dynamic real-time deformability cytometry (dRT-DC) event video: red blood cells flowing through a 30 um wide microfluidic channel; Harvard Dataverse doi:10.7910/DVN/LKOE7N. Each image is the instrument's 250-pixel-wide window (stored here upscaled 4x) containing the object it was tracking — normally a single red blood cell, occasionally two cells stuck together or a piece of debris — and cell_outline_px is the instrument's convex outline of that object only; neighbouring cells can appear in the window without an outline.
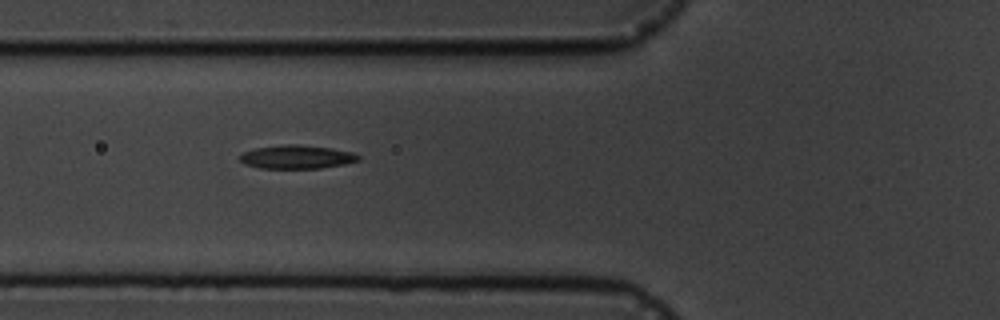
{"species": "common noctule bat (a hibernating species)", "species_latin": "Nyctalus noctula", "temperature_condition": "cold", "stored_images_in_passage": 18, "camera_frame_rate_fps": 3000, "um_per_image_px": 0.085, "animal": {"sex": "male", "body_mass_g": 19.5, "forearm_length_mm": 54.6}, "frame": {"image": 1, "passage_image": 7, "time_ms": 7.0, "image_size_px": [1000, 320], "cell_outline_px": [[360, 160], [344, 164], [320, 168], [260, 168], [244, 164], [240, 160], [240, 156], [244, 152], [256, 148], [284, 144], [296, 144], [332, 148], [352, 152], [360, 156]], "centroid_in_image_um": [25.23, 13.34], "position_along_channel_um": 100.6, "area_um2": 16.18}}
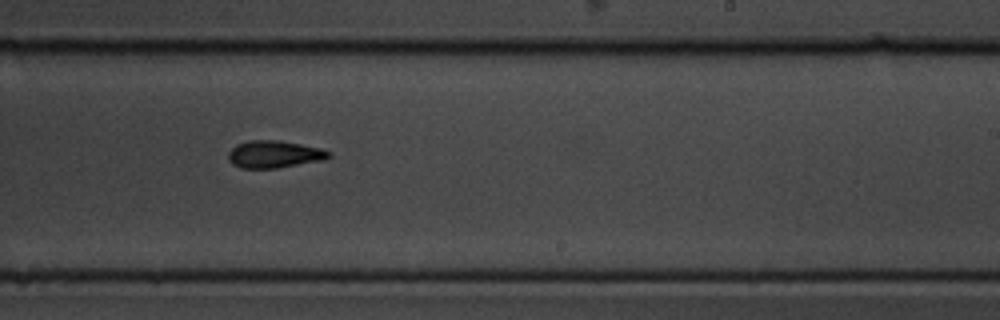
{"frame": {"image": 2, "passage_image": 11, "time_ms": 11.667, "image_size_px": [1000, 320], "cell_outline_px": [[332, 156], [324, 160], [276, 168], [240, 168], [232, 164], [228, 160], [228, 152], [236, 144], [248, 140], [280, 140], [320, 148], [332, 152]], "centroid_in_image_um": [23.3, 13.11], "position_along_channel_um": 265.7, "area_um2": 16.13}}
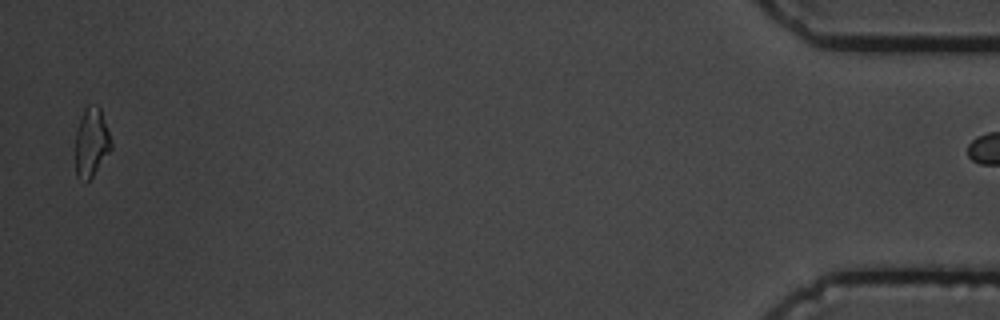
{"frame": {"image": 3, "passage_image": 17, "time_ms": 18.667, "image_size_px": [1000, 320], "cell_outline_px": [[112, 148], [92, 176], [84, 184], [76, 176], [76, 132], [84, 108], [88, 104], [96, 104], [100, 108], [112, 144]], "centroid_in_image_um": [7.75, 12.11], "position_along_channel_um": 427.4, "area_um2": 14.22}, "authors_computed_cell_mechanics": {"area_um2": 16.1551, "velocity_mm_per_s": 3.5431, "shape_relaxation_time_tau1_ms": 5.3288, "shape_relaxation_time_tau2_ms": 6.9576, "deformation_change_tau1": 0.1458, "deformation_change_tau2": 0.1389}}